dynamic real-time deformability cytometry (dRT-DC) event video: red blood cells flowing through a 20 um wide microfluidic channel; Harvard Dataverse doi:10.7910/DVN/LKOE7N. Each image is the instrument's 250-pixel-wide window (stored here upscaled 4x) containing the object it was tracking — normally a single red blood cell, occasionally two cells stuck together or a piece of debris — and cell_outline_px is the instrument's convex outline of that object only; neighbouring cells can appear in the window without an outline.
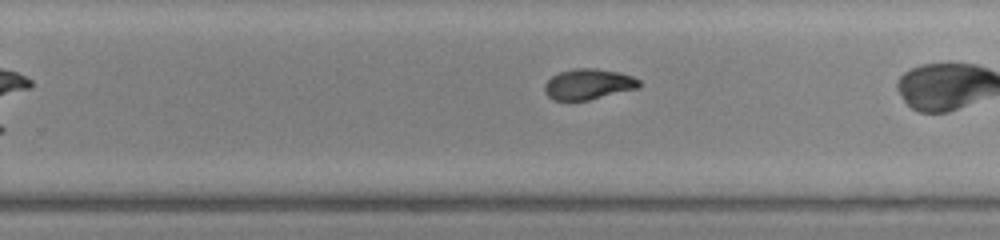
{"species": "common noctule bat (a hibernating species)", "species_latin": "Nyctalus noctula", "temperature_condition": "warm", "stored_images_in_passage": 28, "segment_of_instrument_passage": [2, 2], "camera_frame_rate_fps": 3000, "um_per_image_px": 0.085, "animal": {"sex": "male", "body_mass_g": 20.0, "forearm_length_mm": 53.3}, "frame": {"image": 1, "passage_image": 13, "time_ms": 4.0, "image_size_px": [1000, 240], "cell_outline_px": [[640, 88], [588, 100], [552, 100], [544, 92], [544, 84], [552, 76], [560, 72], [576, 68], [596, 68], [620, 72], [632, 76], [640, 80]], "centroid_in_image_um": [50.02, 7.15], "position_along_channel_um": 279.8, "area_um2": 16.99}}